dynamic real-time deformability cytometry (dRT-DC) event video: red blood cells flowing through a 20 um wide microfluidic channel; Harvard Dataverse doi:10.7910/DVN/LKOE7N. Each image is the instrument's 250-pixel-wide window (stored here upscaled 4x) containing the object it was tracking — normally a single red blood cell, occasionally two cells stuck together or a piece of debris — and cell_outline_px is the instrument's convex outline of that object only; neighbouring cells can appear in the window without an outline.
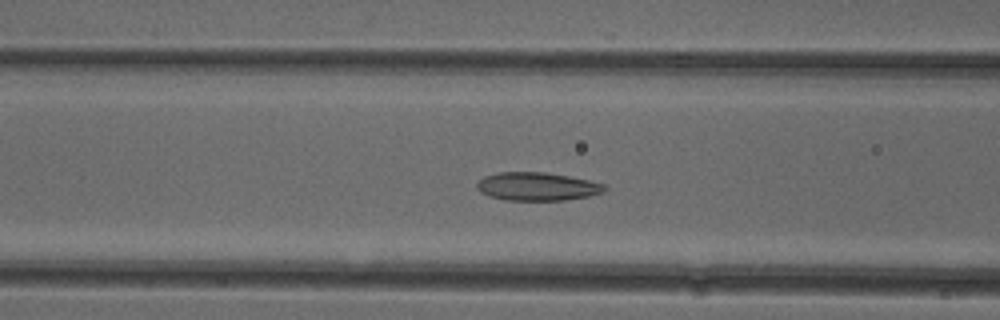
{"species": "common noctule bat (a hibernating species)", "species_latin": "Nyctalus noctula", "temperature_condition": "cold", "stored_images_in_passage": 49, "camera_frame_rate_fps": 3000, "um_per_image_px": 0.085, "animal": {"sex": "female"}, "frame": {"image": 1, "passage_image": 18, "time_ms": 5.667, "image_size_px": [1000, 320], "cell_outline_px": [[608, 188], [604, 192], [588, 196], [564, 200], [504, 200], [488, 196], [480, 192], [476, 188], [476, 184], [484, 176], [496, 172], [544, 172], [568, 176], [588, 180], [604, 184]], "centroid_in_image_um": [45.63, 15.85], "position_along_channel_um": 121.0, "area_um2": 21.1}}
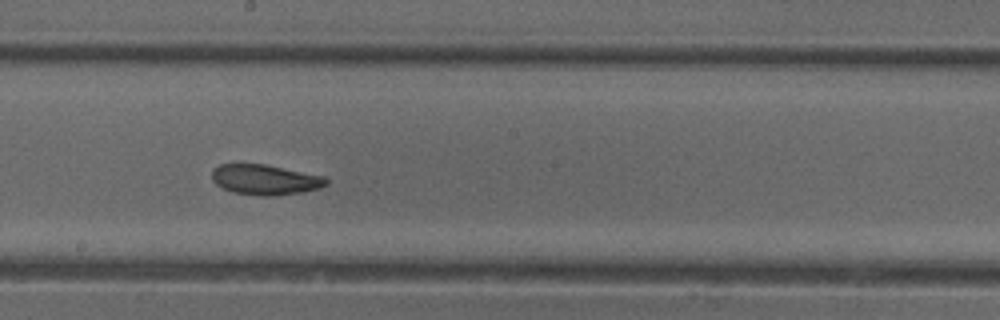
{"frame": {"image": 2, "passage_image": 26, "time_ms": 8.333, "image_size_px": [1000, 320], "cell_outline_px": [[328, 184], [320, 188], [304, 192], [276, 196], [260, 196], [232, 192], [216, 184], [212, 180], [212, 168], [220, 164], [264, 164], [324, 176], [328, 180]], "centroid_in_image_um": [22.54, 15.28], "position_along_channel_um": 225.7, "area_um2": 20.29}}
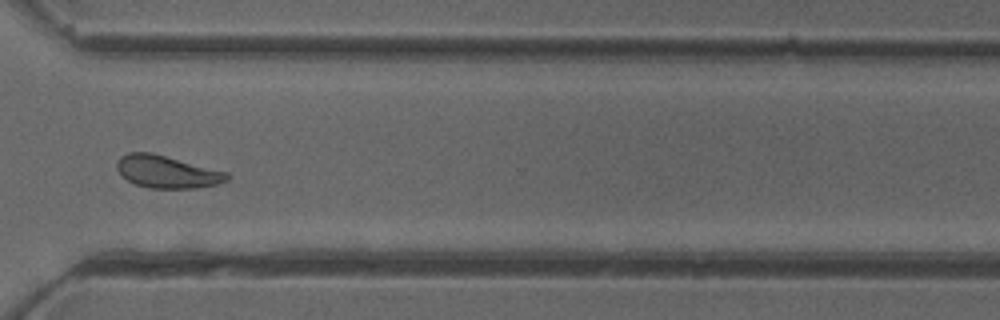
{"frame": {"image": 3, "passage_image": 36, "time_ms": 11.667, "image_size_px": [1000, 320], "cell_outline_px": [[232, 176], [228, 180], [216, 184], [196, 188], [148, 188], [136, 184], [128, 180], [116, 168], [116, 160], [120, 156], [128, 152], [152, 152], [228, 172]], "centroid_in_image_um": [14.2, 14.59], "position_along_channel_um": 356.4, "area_um2": 20.92}, "authors_computed_cell_mechanics": {"area_um2": 21.0392, "velocity_mm_per_s": 3.9353, "shape_relaxation_time_tau1_ms": 4.9886, "shape_relaxation_time_tau2_ms": 2.1364, "deformation_change_tau1": 0.1064, "deformation_change_tau2": 0.0786}}